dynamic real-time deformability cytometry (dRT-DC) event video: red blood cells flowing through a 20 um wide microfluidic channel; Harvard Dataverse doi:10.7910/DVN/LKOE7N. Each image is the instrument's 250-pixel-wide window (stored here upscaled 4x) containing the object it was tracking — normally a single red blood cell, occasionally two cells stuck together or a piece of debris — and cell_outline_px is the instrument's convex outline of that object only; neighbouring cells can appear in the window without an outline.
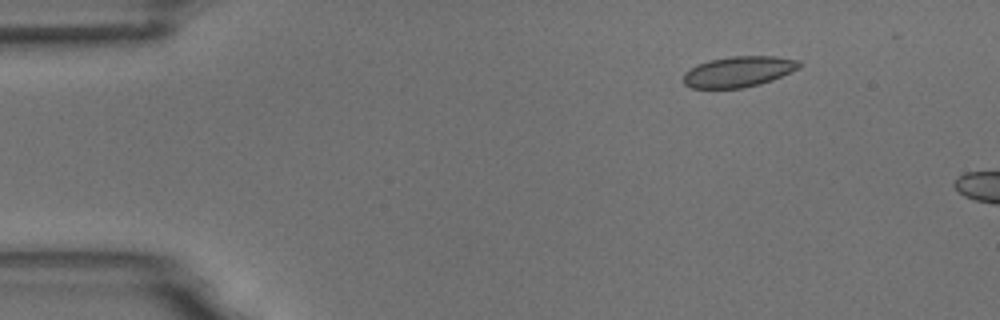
{"species": "common noctule bat (a hibernating species)", "species_latin": "Nyctalus noctula", "temperature_condition": "room temperature", "stored_images_in_passage": 3, "camera_frame_rate_fps": 3000, "um_per_image_px": 0.085, "animal": {"sex": "male", "body_mass_g": 18.8}, "frame": {"image": 1, "passage_image": 1, "time_ms": 0.0, "image_size_px": [1000, 320], "cell_outline_px": [[804, 64], [800, 68], [772, 80], [760, 84], [744, 88], [692, 88], [684, 84], [684, 72], [696, 64], [708, 60], [732, 56], [776, 56], [800, 60]], "centroid_in_image_um": [62.81, 6.08], "position_along_channel_um": 22.2, "area_um2": 20.98}}